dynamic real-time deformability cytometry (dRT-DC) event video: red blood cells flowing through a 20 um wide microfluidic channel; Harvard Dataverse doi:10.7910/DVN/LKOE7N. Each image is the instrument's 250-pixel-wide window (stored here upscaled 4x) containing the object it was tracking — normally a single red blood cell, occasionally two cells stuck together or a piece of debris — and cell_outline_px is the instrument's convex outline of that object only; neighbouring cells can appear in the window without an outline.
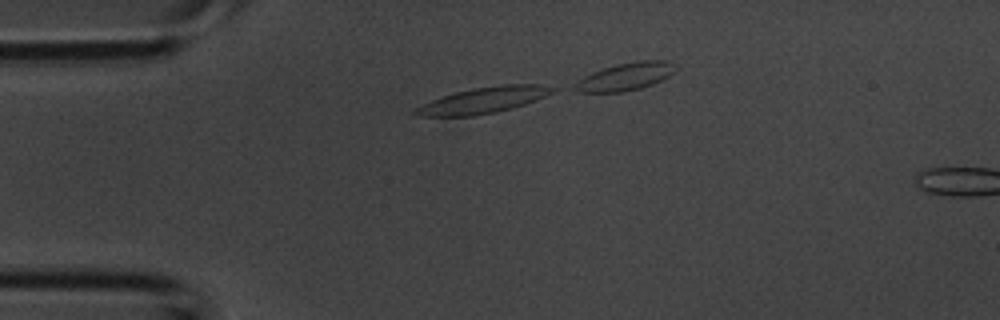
{"species": "common noctule bat (a hibernating species)", "species_latin": "Nyctalus noctula", "temperature_condition": "room temperature", "stored_images_in_passage": 5, "camera_frame_rate_fps": 3000, "um_per_image_px": 0.085, "animal": {"sex": "male", "body_mass_g": 20.1, "forearm_length_mm": 53.5}, "frame": {"image": 1, "passage_image": 5, "time_ms": 1.333, "image_size_px": [1000, 320], "cell_outline_px": [[556, 88], [552, 92], [536, 100], [512, 108], [496, 112], [472, 116], [416, 116], [412, 112], [416, 108], [440, 96], [472, 88], [500, 84], [540, 84]], "centroid_in_image_um": [41.07, 8.51], "position_along_channel_um": 43.9, "area_um2": 20.69}}